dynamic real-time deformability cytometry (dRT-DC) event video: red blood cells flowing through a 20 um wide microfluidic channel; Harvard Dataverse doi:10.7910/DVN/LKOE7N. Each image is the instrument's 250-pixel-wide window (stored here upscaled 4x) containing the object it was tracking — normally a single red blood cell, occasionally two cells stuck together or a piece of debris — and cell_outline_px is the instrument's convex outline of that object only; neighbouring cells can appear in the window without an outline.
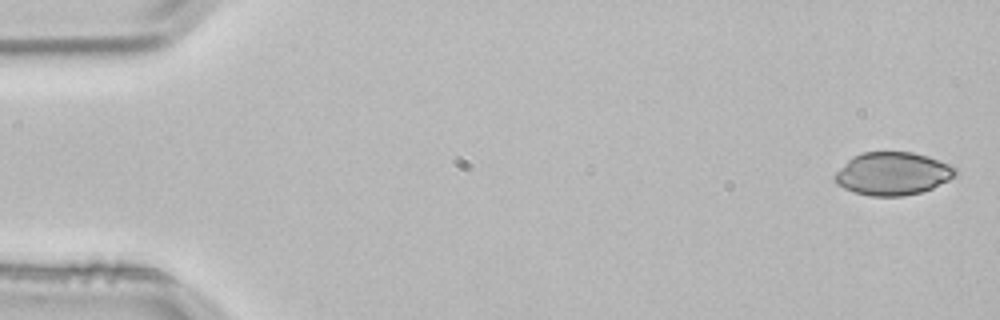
{"species": "common noctule bat (a hibernating species)", "species_latin": "Nyctalus noctula", "temperature_condition": "room temperature", "stored_images_in_passage": 4, "camera_frame_rate_fps": 3000, "um_per_image_px": 0.085, "animal": {"sex": "male", "body_mass_g": 21.5, "forearm_length_mm": 52.0}, "frame": {"image": 1, "passage_image": 1, "time_ms": 0.0, "image_size_px": [1000, 320], "cell_outline_px": [[960, 172], [948, 180], [932, 188], [920, 192], [904, 196], [868, 196], [844, 188], [836, 184], [832, 176], [852, 156], [864, 152], [912, 152], [948, 164], [956, 168]], "centroid_in_image_um": [75.84, 14.77], "position_along_channel_um": 9.2, "area_um2": 30.0}}